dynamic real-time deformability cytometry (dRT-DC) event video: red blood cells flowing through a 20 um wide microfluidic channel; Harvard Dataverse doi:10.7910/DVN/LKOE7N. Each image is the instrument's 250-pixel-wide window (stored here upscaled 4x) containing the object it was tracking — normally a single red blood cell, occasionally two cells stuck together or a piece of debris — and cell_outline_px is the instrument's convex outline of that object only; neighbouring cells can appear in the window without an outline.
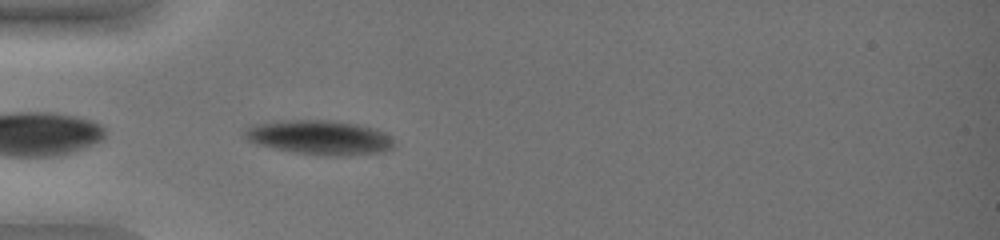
{"species": "common noctule bat (a hibernating species)", "species_latin": "Nyctalus noctula", "temperature_condition": "warm", "stored_images_in_passage": 35, "camera_frame_rate_fps": 3000, "um_per_image_px": 0.085, "animal": {"sex": "female", "body_mass_g": 19.0, "forearm_length_mm": 51.5}, "frame": {"image": 1, "passage_image": 1, "time_ms": 0.0, "image_size_px": [1000, 240], "cell_outline_px": [[396, 144], [392, 148], [380, 152], [348, 156], [328, 156], [292, 152], [256, 144], [248, 140], [244, 136], [244, 132], [252, 124], [280, 120], [336, 120], [376, 128], [392, 136]], "centroid_in_image_um": [27.2, 11.68], "position_along_channel_um": 57.8, "area_um2": 30.35}}
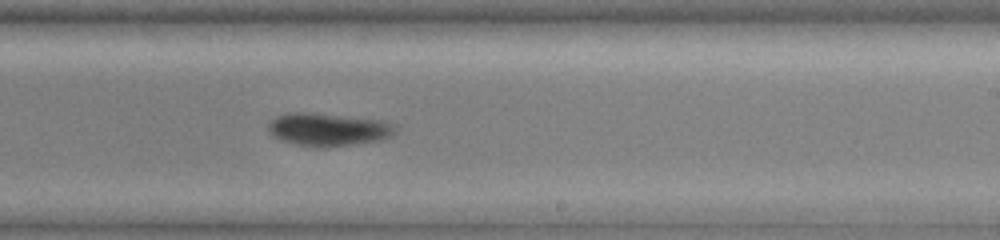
{"frame": {"image": 2, "passage_image": 18, "time_ms": 5.667, "image_size_px": [1000, 240], "cell_outline_px": [[396, 132], [392, 136], [384, 140], [328, 148], [312, 148], [280, 140], [272, 136], [268, 132], [268, 124], [276, 116], [288, 112], [312, 112], [384, 120], [392, 124], [396, 128]], "centroid_in_image_um": [27.9, 11.02], "position_along_channel_um": 261.1, "area_um2": 25.09}}
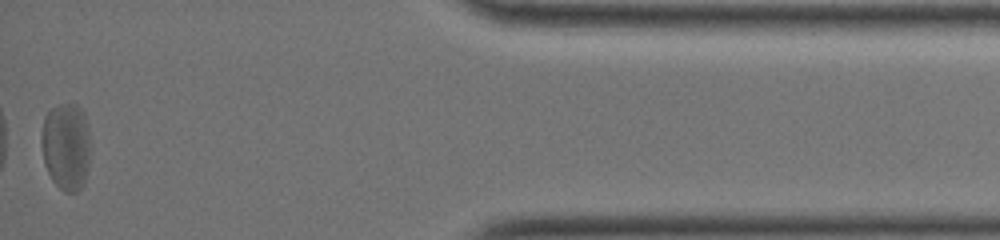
{"frame": {"image": 3, "passage_image": 35, "time_ms": 11.333, "image_size_px": [1000, 240], "cell_outline_px": [[92, 148], [88, 168], [84, 184], [76, 192], [64, 192], [52, 180], [44, 164], [40, 140], [44, 116], [52, 108], [60, 104], [76, 104], [84, 112], [88, 124], [92, 144]], "centroid_in_image_um": [5.65, 12.43], "position_along_channel_um": 429.6, "area_um2": 25.78}, "authors_computed_cell_mechanics": {"area_um2": 25.8366, "velocity_mm_per_s": 3.7336, "shape_relaxation_time_tau1_ms": 0.6164, "shape_relaxation_time_tau2_ms": 1.5273, "deformation_change_tau1": 0.0536, "deformation_change_tau2": 0.0451}}